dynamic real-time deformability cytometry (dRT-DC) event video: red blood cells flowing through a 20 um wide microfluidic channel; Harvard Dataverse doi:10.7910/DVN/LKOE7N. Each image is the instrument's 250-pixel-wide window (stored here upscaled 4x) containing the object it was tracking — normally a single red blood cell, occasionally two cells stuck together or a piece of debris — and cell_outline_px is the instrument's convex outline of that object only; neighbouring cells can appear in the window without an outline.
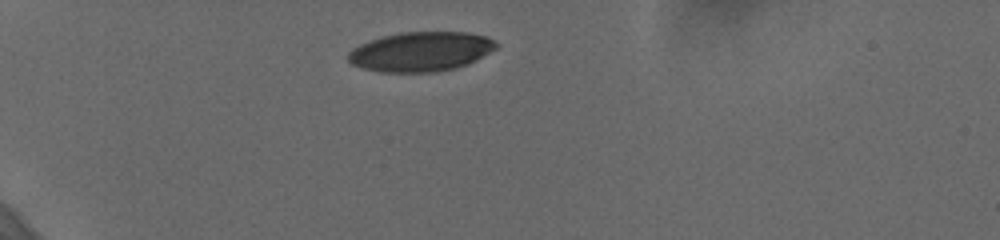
{"species": "human", "species_latin": "Homo sapiens", "temperature_condition": "cold", "stored_images_in_passage": 34, "camera_frame_rate_fps": 3000, "um_per_image_px": 0.085, "donor": {"sex": "female"}, "frame": {"image": 1, "passage_image": 1, "time_ms": 0.0, "image_size_px": [1000, 240], "cell_outline_px": [[500, 44], [496, 48], [476, 60], [468, 64], [456, 68], [436, 72], [380, 72], [364, 68], [352, 64], [348, 60], [348, 52], [352, 48], [360, 44], [380, 36], [400, 32], [468, 32], [484, 36]], "centroid_in_image_um": [35.76, 4.38], "position_along_channel_um": 49.2, "area_um2": 34.22}}
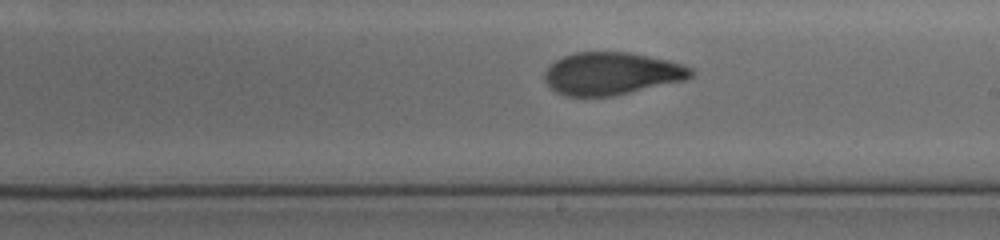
{"frame": {"image": 2, "passage_image": 20, "time_ms": 6.333, "image_size_px": [1000, 240], "cell_outline_px": [[696, 72], [692, 76], [684, 80], [612, 96], [564, 96], [556, 92], [544, 80], [544, 72], [556, 60], [564, 56], [576, 52], [628, 52], [668, 60], [684, 64], [692, 68]], "centroid_in_image_um": [52.0, 6.25], "position_along_channel_um": 237.0, "area_um2": 36.13}}
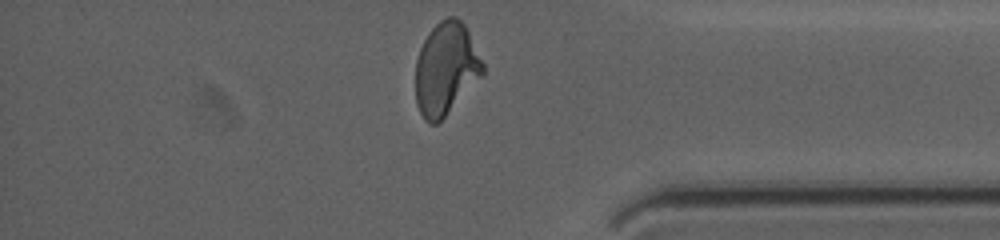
{"frame": {"image": 3, "passage_image": 34, "time_ms": 11.0, "image_size_px": [1000, 240], "cell_outline_px": [[484, 76], [436, 124], [428, 124], [424, 120], [416, 104], [416, 60], [420, 48], [424, 40], [432, 28], [440, 20], [448, 16], [456, 16], [464, 24], [484, 64]], "centroid_in_image_um": [37.9, 5.85], "position_along_channel_um": 397.3, "area_um2": 36.18}, "authors_computed_cell_mechanics": {"area_um2": 36.5007, "velocity_mm_per_s": 3.6482, "shape_relaxation_time_tau1_ms": 5.2663, "shape_relaxation_time_tau2_ms": 1.2788, "deformation_change_tau1": 0.1982, "deformation_change_tau2": 0.0731}}